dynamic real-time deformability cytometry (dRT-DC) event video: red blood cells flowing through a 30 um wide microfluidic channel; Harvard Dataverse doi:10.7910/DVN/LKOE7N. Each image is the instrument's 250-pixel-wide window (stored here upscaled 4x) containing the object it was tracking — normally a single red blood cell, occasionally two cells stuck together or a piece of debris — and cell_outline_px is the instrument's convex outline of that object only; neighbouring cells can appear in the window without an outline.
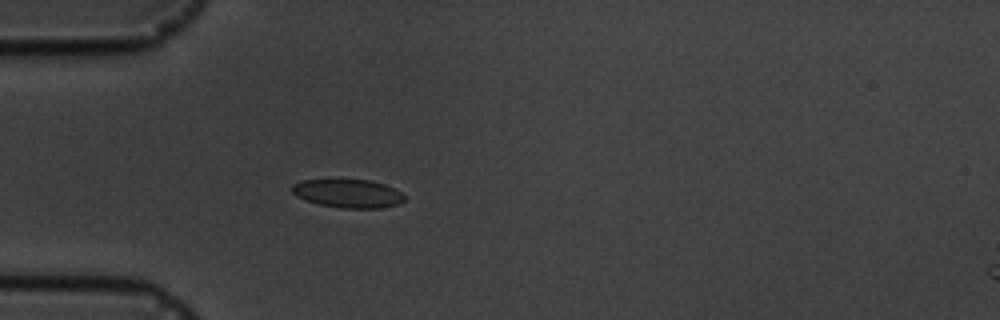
{"species": "common noctule bat (a hibernating species)", "species_latin": "Nyctalus noctula", "temperature_condition": "cold", "stored_images_in_passage": 3, "camera_frame_rate_fps": 3000, "um_per_image_px": 0.085, "animal": {"sex": "male", "body_mass_g": 19.5, "forearm_length_mm": 54.6}, "frame": {"image": 1, "passage_image": 3, "time_ms": 2.333, "image_size_px": [1000, 320], "cell_outline_px": [[404, 200], [396, 204], [380, 208], [340, 208], [320, 204], [296, 196], [292, 192], [292, 184], [300, 180], [368, 180], [384, 184], [400, 192], [404, 196]], "centroid_in_image_um": [29.55, 16.44], "position_along_channel_um": 55.5, "area_um2": 18.32}}